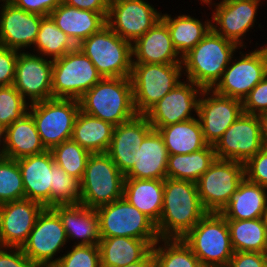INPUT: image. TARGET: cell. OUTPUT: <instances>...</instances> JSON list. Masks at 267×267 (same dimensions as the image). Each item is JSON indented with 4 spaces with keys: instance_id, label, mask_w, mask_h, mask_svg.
<instances>
[{
    "instance_id": "16",
    "label": "cell",
    "mask_w": 267,
    "mask_h": 267,
    "mask_svg": "<svg viewBox=\"0 0 267 267\" xmlns=\"http://www.w3.org/2000/svg\"><path fill=\"white\" fill-rule=\"evenodd\" d=\"M257 115L242 113L214 145L217 159L246 163L263 148Z\"/></svg>"
},
{
    "instance_id": "39",
    "label": "cell",
    "mask_w": 267,
    "mask_h": 267,
    "mask_svg": "<svg viewBox=\"0 0 267 267\" xmlns=\"http://www.w3.org/2000/svg\"><path fill=\"white\" fill-rule=\"evenodd\" d=\"M54 163L66 171L68 175L82 180L91 153L72 139L62 142L51 150Z\"/></svg>"
},
{
    "instance_id": "29",
    "label": "cell",
    "mask_w": 267,
    "mask_h": 267,
    "mask_svg": "<svg viewBox=\"0 0 267 267\" xmlns=\"http://www.w3.org/2000/svg\"><path fill=\"white\" fill-rule=\"evenodd\" d=\"M157 241L130 237L101 238L98 244L101 267H123L142 260Z\"/></svg>"
},
{
    "instance_id": "2",
    "label": "cell",
    "mask_w": 267,
    "mask_h": 267,
    "mask_svg": "<svg viewBox=\"0 0 267 267\" xmlns=\"http://www.w3.org/2000/svg\"><path fill=\"white\" fill-rule=\"evenodd\" d=\"M237 49L236 43L225 39L212 29L186 55L182 57L185 80L203 89H212L221 79Z\"/></svg>"
},
{
    "instance_id": "14",
    "label": "cell",
    "mask_w": 267,
    "mask_h": 267,
    "mask_svg": "<svg viewBox=\"0 0 267 267\" xmlns=\"http://www.w3.org/2000/svg\"><path fill=\"white\" fill-rule=\"evenodd\" d=\"M161 17L162 12L157 11L147 0H112L106 22L112 31L133 44Z\"/></svg>"
},
{
    "instance_id": "24",
    "label": "cell",
    "mask_w": 267,
    "mask_h": 267,
    "mask_svg": "<svg viewBox=\"0 0 267 267\" xmlns=\"http://www.w3.org/2000/svg\"><path fill=\"white\" fill-rule=\"evenodd\" d=\"M132 53L133 63L182 64L162 19L132 44Z\"/></svg>"
},
{
    "instance_id": "55",
    "label": "cell",
    "mask_w": 267,
    "mask_h": 267,
    "mask_svg": "<svg viewBox=\"0 0 267 267\" xmlns=\"http://www.w3.org/2000/svg\"><path fill=\"white\" fill-rule=\"evenodd\" d=\"M5 127L0 124V140H4Z\"/></svg>"
},
{
    "instance_id": "25",
    "label": "cell",
    "mask_w": 267,
    "mask_h": 267,
    "mask_svg": "<svg viewBox=\"0 0 267 267\" xmlns=\"http://www.w3.org/2000/svg\"><path fill=\"white\" fill-rule=\"evenodd\" d=\"M108 13L78 9L61 2L49 16L73 43L78 46L83 40L107 25Z\"/></svg>"
},
{
    "instance_id": "20",
    "label": "cell",
    "mask_w": 267,
    "mask_h": 267,
    "mask_svg": "<svg viewBox=\"0 0 267 267\" xmlns=\"http://www.w3.org/2000/svg\"><path fill=\"white\" fill-rule=\"evenodd\" d=\"M0 6V46L19 52L33 47L44 16L27 12L9 1Z\"/></svg>"
},
{
    "instance_id": "47",
    "label": "cell",
    "mask_w": 267,
    "mask_h": 267,
    "mask_svg": "<svg viewBox=\"0 0 267 267\" xmlns=\"http://www.w3.org/2000/svg\"><path fill=\"white\" fill-rule=\"evenodd\" d=\"M0 267H37L22 248L0 246Z\"/></svg>"
},
{
    "instance_id": "45",
    "label": "cell",
    "mask_w": 267,
    "mask_h": 267,
    "mask_svg": "<svg viewBox=\"0 0 267 267\" xmlns=\"http://www.w3.org/2000/svg\"><path fill=\"white\" fill-rule=\"evenodd\" d=\"M242 106L246 114L267 113V75L243 99Z\"/></svg>"
},
{
    "instance_id": "13",
    "label": "cell",
    "mask_w": 267,
    "mask_h": 267,
    "mask_svg": "<svg viewBox=\"0 0 267 267\" xmlns=\"http://www.w3.org/2000/svg\"><path fill=\"white\" fill-rule=\"evenodd\" d=\"M67 243V234L58 214L52 208L45 207L22 250L37 267H52L59 260L55 256L65 250L62 248Z\"/></svg>"
},
{
    "instance_id": "8",
    "label": "cell",
    "mask_w": 267,
    "mask_h": 267,
    "mask_svg": "<svg viewBox=\"0 0 267 267\" xmlns=\"http://www.w3.org/2000/svg\"><path fill=\"white\" fill-rule=\"evenodd\" d=\"M79 111L80 103L76 99L52 98L29 105L28 113L46 150L72 138Z\"/></svg>"
},
{
    "instance_id": "17",
    "label": "cell",
    "mask_w": 267,
    "mask_h": 267,
    "mask_svg": "<svg viewBox=\"0 0 267 267\" xmlns=\"http://www.w3.org/2000/svg\"><path fill=\"white\" fill-rule=\"evenodd\" d=\"M31 53H18L13 82V86L29 104L53 98V60Z\"/></svg>"
},
{
    "instance_id": "50",
    "label": "cell",
    "mask_w": 267,
    "mask_h": 267,
    "mask_svg": "<svg viewBox=\"0 0 267 267\" xmlns=\"http://www.w3.org/2000/svg\"><path fill=\"white\" fill-rule=\"evenodd\" d=\"M68 6L90 10L98 13H108L109 0H62Z\"/></svg>"
},
{
    "instance_id": "32",
    "label": "cell",
    "mask_w": 267,
    "mask_h": 267,
    "mask_svg": "<svg viewBox=\"0 0 267 267\" xmlns=\"http://www.w3.org/2000/svg\"><path fill=\"white\" fill-rule=\"evenodd\" d=\"M161 19L166 23L174 48L182 58L191 51L212 29L211 20H199L194 16L180 14L171 17L163 13Z\"/></svg>"
},
{
    "instance_id": "37",
    "label": "cell",
    "mask_w": 267,
    "mask_h": 267,
    "mask_svg": "<svg viewBox=\"0 0 267 267\" xmlns=\"http://www.w3.org/2000/svg\"><path fill=\"white\" fill-rule=\"evenodd\" d=\"M77 46L60 28H58L50 16H44L37 33L33 52L49 59H56L74 50Z\"/></svg>"
},
{
    "instance_id": "34",
    "label": "cell",
    "mask_w": 267,
    "mask_h": 267,
    "mask_svg": "<svg viewBox=\"0 0 267 267\" xmlns=\"http://www.w3.org/2000/svg\"><path fill=\"white\" fill-rule=\"evenodd\" d=\"M114 125L79 111L73 128L72 140L91 154L107 153Z\"/></svg>"
},
{
    "instance_id": "19",
    "label": "cell",
    "mask_w": 267,
    "mask_h": 267,
    "mask_svg": "<svg viewBox=\"0 0 267 267\" xmlns=\"http://www.w3.org/2000/svg\"><path fill=\"white\" fill-rule=\"evenodd\" d=\"M202 91L203 88L191 81H181L144 115L152 127H164L191 120L197 117Z\"/></svg>"
},
{
    "instance_id": "23",
    "label": "cell",
    "mask_w": 267,
    "mask_h": 267,
    "mask_svg": "<svg viewBox=\"0 0 267 267\" xmlns=\"http://www.w3.org/2000/svg\"><path fill=\"white\" fill-rule=\"evenodd\" d=\"M22 173L25 199L50 208V189L53 183L54 159L50 150L16 159Z\"/></svg>"
},
{
    "instance_id": "10",
    "label": "cell",
    "mask_w": 267,
    "mask_h": 267,
    "mask_svg": "<svg viewBox=\"0 0 267 267\" xmlns=\"http://www.w3.org/2000/svg\"><path fill=\"white\" fill-rule=\"evenodd\" d=\"M99 219L100 238L130 237L159 240L156 224L131 205L124 197L95 209Z\"/></svg>"
},
{
    "instance_id": "9",
    "label": "cell",
    "mask_w": 267,
    "mask_h": 267,
    "mask_svg": "<svg viewBox=\"0 0 267 267\" xmlns=\"http://www.w3.org/2000/svg\"><path fill=\"white\" fill-rule=\"evenodd\" d=\"M101 79L92 61L76 47L53 60L52 97L79 100Z\"/></svg>"
},
{
    "instance_id": "44",
    "label": "cell",
    "mask_w": 267,
    "mask_h": 267,
    "mask_svg": "<svg viewBox=\"0 0 267 267\" xmlns=\"http://www.w3.org/2000/svg\"><path fill=\"white\" fill-rule=\"evenodd\" d=\"M245 178L267 188V147H263L244 164Z\"/></svg>"
},
{
    "instance_id": "46",
    "label": "cell",
    "mask_w": 267,
    "mask_h": 267,
    "mask_svg": "<svg viewBox=\"0 0 267 267\" xmlns=\"http://www.w3.org/2000/svg\"><path fill=\"white\" fill-rule=\"evenodd\" d=\"M19 51L0 46V86L13 85Z\"/></svg>"
},
{
    "instance_id": "40",
    "label": "cell",
    "mask_w": 267,
    "mask_h": 267,
    "mask_svg": "<svg viewBox=\"0 0 267 267\" xmlns=\"http://www.w3.org/2000/svg\"><path fill=\"white\" fill-rule=\"evenodd\" d=\"M53 183L50 189V208L58 205H77L81 198L80 180L68 175L57 164L52 165Z\"/></svg>"
},
{
    "instance_id": "28",
    "label": "cell",
    "mask_w": 267,
    "mask_h": 267,
    "mask_svg": "<svg viewBox=\"0 0 267 267\" xmlns=\"http://www.w3.org/2000/svg\"><path fill=\"white\" fill-rule=\"evenodd\" d=\"M33 117L27 112L5 128L3 152L9 159H19L45 152Z\"/></svg>"
},
{
    "instance_id": "11",
    "label": "cell",
    "mask_w": 267,
    "mask_h": 267,
    "mask_svg": "<svg viewBox=\"0 0 267 267\" xmlns=\"http://www.w3.org/2000/svg\"><path fill=\"white\" fill-rule=\"evenodd\" d=\"M267 44V42H266ZM233 55L221 79L212 88L216 93L241 101L267 75V45Z\"/></svg>"
},
{
    "instance_id": "49",
    "label": "cell",
    "mask_w": 267,
    "mask_h": 267,
    "mask_svg": "<svg viewBox=\"0 0 267 267\" xmlns=\"http://www.w3.org/2000/svg\"><path fill=\"white\" fill-rule=\"evenodd\" d=\"M9 2L27 12L49 16L62 0H9Z\"/></svg>"
},
{
    "instance_id": "5",
    "label": "cell",
    "mask_w": 267,
    "mask_h": 267,
    "mask_svg": "<svg viewBox=\"0 0 267 267\" xmlns=\"http://www.w3.org/2000/svg\"><path fill=\"white\" fill-rule=\"evenodd\" d=\"M77 47L88 56L102 78L130 77L132 43L121 38L107 25Z\"/></svg>"
},
{
    "instance_id": "48",
    "label": "cell",
    "mask_w": 267,
    "mask_h": 267,
    "mask_svg": "<svg viewBox=\"0 0 267 267\" xmlns=\"http://www.w3.org/2000/svg\"><path fill=\"white\" fill-rule=\"evenodd\" d=\"M267 253L234 252L225 267H266Z\"/></svg>"
},
{
    "instance_id": "1",
    "label": "cell",
    "mask_w": 267,
    "mask_h": 267,
    "mask_svg": "<svg viewBox=\"0 0 267 267\" xmlns=\"http://www.w3.org/2000/svg\"><path fill=\"white\" fill-rule=\"evenodd\" d=\"M207 213L196 183L164 179L162 213L156 224L160 238H183Z\"/></svg>"
},
{
    "instance_id": "27",
    "label": "cell",
    "mask_w": 267,
    "mask_h": 267,
    "mask_svg": "<svg viewBox=\"0 0 267 267\" xmlns=\"http://www.w3.org/2000/svg\"><path fill=\"white\" fill-rule=\"evenodd\" d=\"M168 156L162 135L153 129L137 146L136 162L125 178L165 179Z\"/></svg>"
},
{
    "instance_id": "54",
    "label": "cell",
    "mask_w": 267,
    "mask_h": 267,
    "mask_svg": "<svg viewBox=\"0 0 267 267\" xmlns=\"http://www.w3.org/2000/svg\"><path fill=\"white\" fill-rule=\"evenodd\" d=\"M3 142L4 140H0V160H2L5 157L3 152Z\"/></svg>"
},
{
    "instance_id": "7",
    "label": "cell",
    "mask_w": 267,
    "mask_h": 267,
    "mask_svg": "<svg viewBox=\"0 0 267 267\" xmlns=\"http://www.w3.org/2000/svg\"><path fill=\"white\" fill-rule=\"evenodd\" d=\"M182 64L133 63L130 80L134 107L144 115L181 82Z\"/></svg>"
},
{
    "instance_id": "38",
    "label": "cell",
    "mask_w": 267,
    "mask_h": 267,
    "mask_svg": "<svg viewBox=\"0 0 267 267\" xmlns=\"http://www.w3.org/2000/svg\"><path fill=\"white\" fill-rule=\"evenodd\" d=\"M152 252L156 267H202L182 238H160L152 246Z\"/></svg>"
},
{
    "instance_id": "30",
    "label": "cell",
    "mask_w": 267,
    "mask_h": 267,
    "mask_svg": "<svg viewBox=\"0 0 267 267\" xmlns=\"http://www.w3.org/2000/svg\"><path fill=\"white\" fill-rule=\"evenodd\" d=\"M164 179L125 178L123 197L140 212L158 223L163 206Z\"/></svg>"
},
{
    "instance_id": "26",
    "label": "cell",
    "mask_w": 267,
    "mask_h": 267,
    "mask_svg": "<svg viewBox=\"0 0 267 267\" xmlns=\"http://www.w3.org/2000/svg\"><path fill=\"white\" fill-rule=\"evenodd\" d=\"M61 219L66 231L68 242L74 245H98L101 238L99 219L95 209L77 205H58L52 207ZM79 239V240H78ZM71 240V241H69Z\"/></svg>"
},
{
    "instance_id": "4",
    "label": "cell",
    "mask_w": 267,
    "mask_h": 267,
    "mask_svg": "<svg viewBox=\"0 0 267 267\" xmlns=\"http://www.w3.org/2000/svg\"><path fill=\"white\" fill-rule=\"evenodd\" d=\"M182 240L202 267H225L234 254L229 226L221 213L208 212Z\"/></svg>"
},
{
    "instance_id": "52",
    "label": "cell",
    "mask_w": 267,
    "mask_h": 267,
    "mask_svg": "<svg viewBox=\"0 0 267 267\" xmlns=\"http://www.w3.org/2000/svg\"><path fill=\"white\" fill-rule=\"evenodd\" d=\"M260 121L261 140L264 147H267V113L258 115Z\"/></svg>"
},
{
    "instance_id": "3",
    "label": "cell",
    "mask_w": 267,
    "mask_h": 267,
    "mask_svg": "<svg viewBox=\"0 0 267 267\" xmlns=\"http://www.w3.org/2000/svg\"><path fill=\"white\" fill-rule=\"evenodd\" d=\"M80 110L114 126L137 115L130 77L102 78L80 99Z\"/></svg>"
},
{
    "instance_id": "18",
    "label": "cell",
    "mask_w": 267,
    "mask_h": 267,
    "mask_svg": "<svg viewBox=\"0 0 267 267\" xmlns=\"http://www.w3.org/2000/svg\"><path fill=\"white\" fill-rule=\"evenodd\" d=\"M242 113L241 100L220 95L213 89H203L198 103L197 117L205 141L214 146Z\"/></svg>"
},
{
    "instance_id": "21",
    "label": "cell",
    "mask_w": 267,
    "mask_h": 267,
    "mask_svg": "<svg viewBox=\"0 0 267 267\" xmlns=\"http://www.w3.org/2000/svg\"><path fill=\"white\" fill-rule=\"evenodd\" d=\"M44 208L30 199L0 205V246L22 248Z\"/></svg>"
},
{
    "instance_id": "15",
    "label": "cell",
    "mask_w": 267,
    "mask_h": 267,
    "mask_svg": "<svg viewBox=\"0 0 267 267\" xmlns=\"http://www.w3.org/2000/svg\"><path fill=\"white\" fill-rule=\"evenodd\" d=\"M260 2L263 3L261 0H221L219 3L211 0L208 7H215L211 10L212 30L240 48H246L243 39L255 26Z\"/></svg>"
},
{
    "instance_id": "35",
    "label": "cell",
    "mask_w": 267,
    "mask_h": 267,
    "mask_svg": "<svg viewBox=\"0 0 267 267\" xmlns=\"http://www.w3.org/2000/svg\"><path fill=\"white\" fill-rule=\"evenodd\" d=\"M215 159L214 146L209 144L192 153L169 155L167 178L197 183Z\"/></svg>"
},
{
    "instance_id": "51",
    "label": "cell",
    "mask_w": 267,
    "mask_h": 267,
    "mask_svg": "<svg viewBox=\"0 0 267 267\" xmlns=\"http://www.w3.org/2000/svg\"><path fill=\"white\" fill-rule=\"evenodd\" d=\"M123 267H156L154 254L151 250L142 260Z\"/></svg>"
},
{
    "instance_id": "36",
    "label": "cell",
    "mask_w": 267,
    "mask_h": 267,
    "mask_svg": "<svg viewBox=\"0 0 267 267\" xmlns=\"http://www.w3.org/2000/svg\"><path fill=\"white\" fill-rule=\"evenodd\" d=\"M226 220L234 252L267 253V231L261 218Z\"/></svg>"
},
{
    "instance_id": "53",
    "label": "cell",
    "mask_w": 267,
    "mask_h": 267,
    "mask_svg": "<svg viewBox=\"0 0 267 267\" xmlns=\"http://www.w3.org/2000/svg\"><path fill=\"white\" fill-rule=\"evenodd\" d=\"M261 219H262L263 224H264V226L266 228V231H267V205H266V208L263 211Z\"/></svg>"
},
{
    "instance_id": "6",
    "label": "cell",
    "mask_w": 267,
    "mask_h": 267,
    "mask_svg": "<svg viewBox=\"0 0 267 267\" xmlns=\"http://www.w3.org/2000/svg\"><path fill=\"white\" fill-rule=\"evenodd\" d=\"M125 176L107 153L91 154L81 183L80 203L96 209L123 197Z\"/></svg>"
},
{
    "instance_id": "12",
    "label": "cell",
    "mask_w": 267,
    "mask_h": 267,
    "mask_svg": "<svg viewBox=\"0 0 267 267\" xmlns=\"http://www.w3.org/2000/svg\"><path fill=\"white\" fill-rule=\"evenodd\" d=\"M244 178V163L216 158L196 183L205 210L220 213Z\"/></svg>"
},
{
    "instance_id": "22",
    "label": "cell",
    "mask_w": 267,
    "mask_h": 267,
    "mask_svg": "<svg viewBox=\"0 0 267 267\" xmlns=\"http://www.w3.org/2000/svg\"><path fill=\"white\" fill-rule=\"evenodd\" d=\"M153 130L145 115L137 114L132 119L114 127L107 154L125 176L134 166L137 146Z\"/></svg>"
},
{
    "instance_id": "42",
    "label": "cell",
    "mask_w": 267,
    "mask_h": 267,
    "mask_svg": "<svg viewBox=\"0 0 267 267\" xmlns=\"http://www.w3.org/2000/svg\"><path fill=\"white\" fill-rule=\"evenodd\" d=\"M29 105L13 85L0 86V124L5 128L21 119Z\"/></svg>"
},
{
    "instance_id": "56",
    "label": "cell",
    "mask_w": 267,
    "mask_h": 267,
    "mask_svg": "<svg viewBox=\"0 0 267 267\" xmlns=\"http://www.w3.org/2000/svg\"><path fill=\"white\" fill-rule=\"evenodd\" d=\"M203 4H206L207 6H208V4H209V2L211 1V0H200Z\"/></svg>"
},
{
    "instance_id": "43",
    "label": "cell",
    "mask_w": 267,
    "mask_h": 267,
    "mask_svg": "<svg viewBox=\"0 0 267 267\" xmlns=\"http://www.w3.org/2000/svg\"><path fill=\"white\" fill-rule=\"evenodd\" d=\"M52 267H101L99 245H72Z\"/></svg>"
},
{
    "instance_id": "33",
    "label": "cell",
    "mask_w": 267,
    "mask_h": 267,
    "mask_svg": "<svg viewBox=\"0 0 267 267\" xmlns=\"http://www.w3.org/2000/svg\"><path fill=\"white\" fill-rule=\"evenodd\" d=\"M153 129L162 135L169 155L192 153L208 145L198 117Z\"/></svg>"
},
{
    "instance_id": "31",
    "label": "cell",
    "mask_w": 267,
    "mask_h": 267,
    "mask_svg": "<svg viewBox=\"0 0 267 267\" xmlns=\"http://www.w3.org/2000/svg\"><path fill=\"white\" fill-rule=\"evenodd\" d=\"M266 205L267 188L244 178L220 213L225 219H258L262 217Z\"/></svg>"
},
{
    "instance_id": "41",
    "label": "cell",
    "mask_w": 267,
    "mask_h": 267,
    "mask_svg": "<svg viewBox=\"0 0 267 267\" xmlns=\"http://www.w3.org/2000/svg\"><path fill=\"white\" fill-rule=\"evenodd\" d=\"M25 199L22 173L15 159L0 160V205Z\"/></svg>"
}]
</instances>
